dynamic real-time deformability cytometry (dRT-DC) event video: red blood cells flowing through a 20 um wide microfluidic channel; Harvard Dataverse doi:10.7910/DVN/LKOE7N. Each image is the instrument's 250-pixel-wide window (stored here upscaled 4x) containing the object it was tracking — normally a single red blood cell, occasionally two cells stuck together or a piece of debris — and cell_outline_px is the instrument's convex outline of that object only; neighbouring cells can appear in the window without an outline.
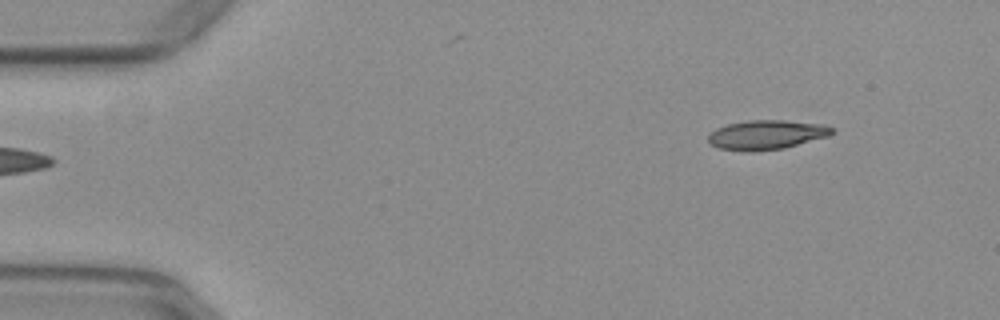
{"species": "common noctule bat (a hibernating species)", "species_latin": "Nyctalus noctula", "temperature_condition": "warm", "stored_images_in_passage": 47, "camera_frame_rate_fps": 3000, "um_per_image_px": 0.085, "animal": {"sex": "female", "body_mass_g": 29.2, "forearm_length_mm": 56.3}, "frame": {"image": 1, "passage_image": 1, "time_ms": 0.0, "image_size_px": [1000, 320], "cell_outline_px": [[836, 128], [828, 136], [784, 148], [744, 152], [720, 148], [708, 144], [708, 136], [716, 128], [728, 124], [748, 120], [784, 120], [820, 124]], "centroid_in_image_um": [65.12, 11.46], "position_along_channel_um": 19.9, "area_um2": 21.1}}
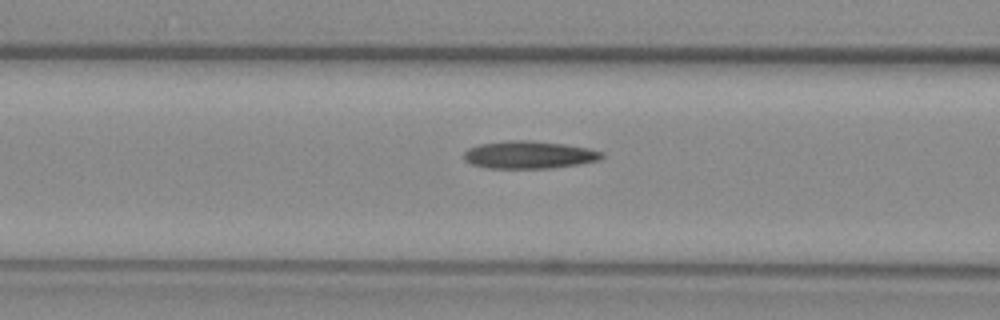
{"frame": {"image": 2, "passage_image": 16, "time_ms": 5.0, "image_size_px": [1000, 320], "cell_outline_px": [[604, 156], [596, 160], [576, 164], [548, 168], [488, 168], [472, 164], [464, 160], [464, 152], [468, 148], [480, 144], [504, 140], [532, 140], [564, 144], [588, 148], [604, 152]], "centroid_in_image_um": [44.93, 13.14], "position_along_channel_um": 121.7, "area_um2": 22.08}}
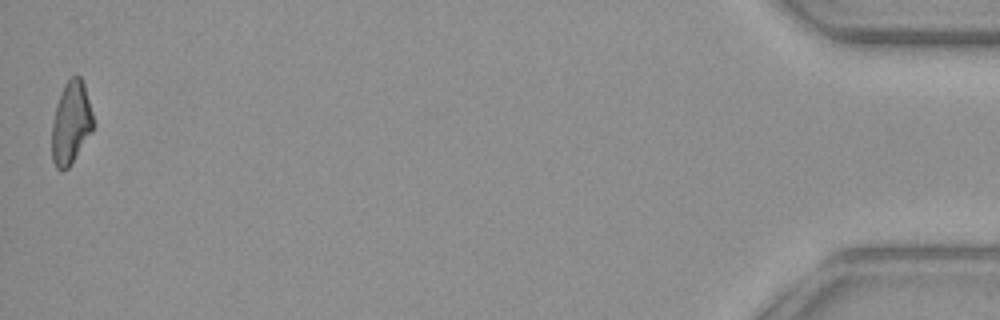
{"frame": {"image": 3, "passage_image": 47, "time_ms": 15.333, "image_size_px": [1000, 320], "cell_outline_px": [[96, 124], [92, 132], [68, 168], [64, 172], [60, 172], [56, 168], [52, 160], [52, 124], [56, 104], [60, 92], [64, 84], [72, 76], [80, 76], [84, 84]], "centroid_in_image_um": [6.04, 10.46], "position_along_channel_um": 429.2, "area_um2": 20.23}, "authors_computed_cell_mechanics": {"area_um2": 21.2126, "velocity_mm_per_s": 3.9395, "shape_relaxation_time_tau1_ms": 10.6255, "shape_relaxation_time_tau2_ms": 4.2906, "deformation_change_tau1": 0.254, "deformation_change_tau2": 0.1417}}